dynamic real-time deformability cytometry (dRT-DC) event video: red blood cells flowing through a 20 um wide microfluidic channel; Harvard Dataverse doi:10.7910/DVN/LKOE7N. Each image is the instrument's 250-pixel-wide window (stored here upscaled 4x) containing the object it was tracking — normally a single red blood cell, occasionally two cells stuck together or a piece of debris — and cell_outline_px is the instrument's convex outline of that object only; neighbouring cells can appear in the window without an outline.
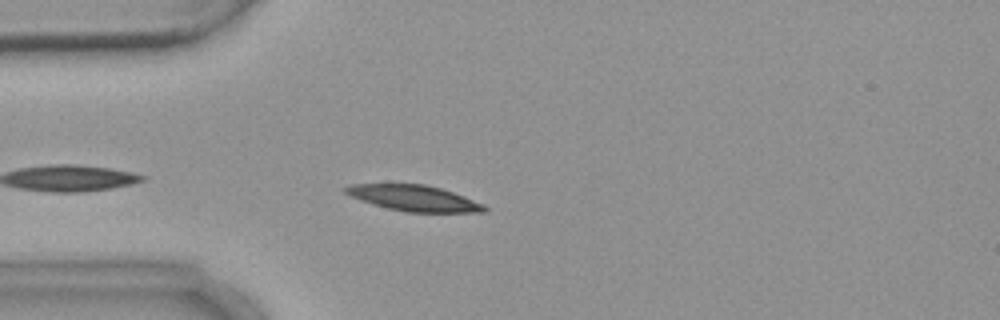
{"species": "common noctule bat (a hibernating species)", "species_latin": "Nyctalus noctula", "temperature_condition": "warm", "stored_images_in_passage": 4, "camera_frame_rate_fps": 3000, "um_per_image_px": 0.085, "animal": {"sex": "female", "body_mass_g": 18.4}, "frame": {"image": 1, "passage_image": 4, "time_ms": 4.333, "image_size_px": [1000, 320], "cell_outline_px": [[488, 212], [404, 212], [372, 204], [360, 200], [344, 192], [344, 188], [352, 184], [424, 184], [440, 188], [464, 196], [484, 204], [488, 208]], "centroid_in_image_um": [35.22, 16.85], "position_along_channel_um": 49.8, "area_um2": 20.81}}